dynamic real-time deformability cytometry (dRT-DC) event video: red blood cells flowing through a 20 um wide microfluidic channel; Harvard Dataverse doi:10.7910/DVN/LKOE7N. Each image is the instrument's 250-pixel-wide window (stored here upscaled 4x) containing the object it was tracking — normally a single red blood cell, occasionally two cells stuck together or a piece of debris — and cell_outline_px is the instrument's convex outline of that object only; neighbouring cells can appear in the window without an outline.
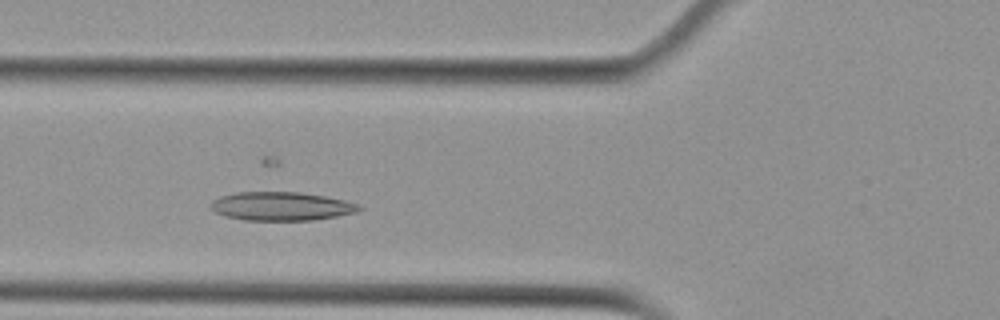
{"species": "Egyptian fruit bat (a non-hibernating species)", "species_latin": "Rousettus aegyptiacus", "temperature_condition": "cold", "stored_images_in_passage": 45, "camera_frame_rate_fps": 3000, "um_per_image_px": 0.085, "animal": {"sex": "female"}, "frame": {"image": 1, "passage_image": 11, "time_ms": 3.333, "image_size_px": [1000, 320], "cell_outline_px": [[364, 208], [356, 212], [336, 216], [312, 220], [244, 220], [224, 216], [216, 212], [212, 208], [212, 200], [220, 196], [236, 192], [300, 192], [324, 196], [344, 200], [356, 204]], "centroid_in_image_um": [23.9, 17.53], "position_along_channel_um": 101.9, "area_um2": 24.57}}
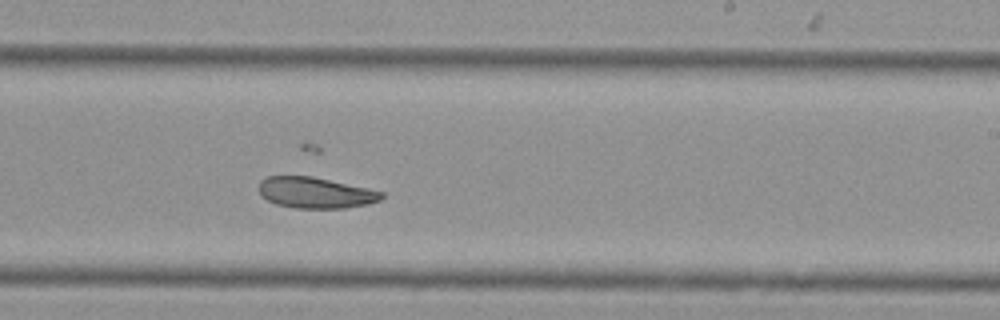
{"frame": {"image": 2, "passage_image": 24, "time_ms": 7.667, "image_size_px": [1000, 320], "cell_outline_px": [[384, 196], [380, 200], [368, 204], [344, 208], [296, 208], [276, 204], [260, 196], [260, 180], [268, 176], [312, 176], [368, 188], [384, 192]], "centroid_in_image_um": [26.82, 16.38], "position_along_channel_um": 262.2, "area_um2": 22.14}}
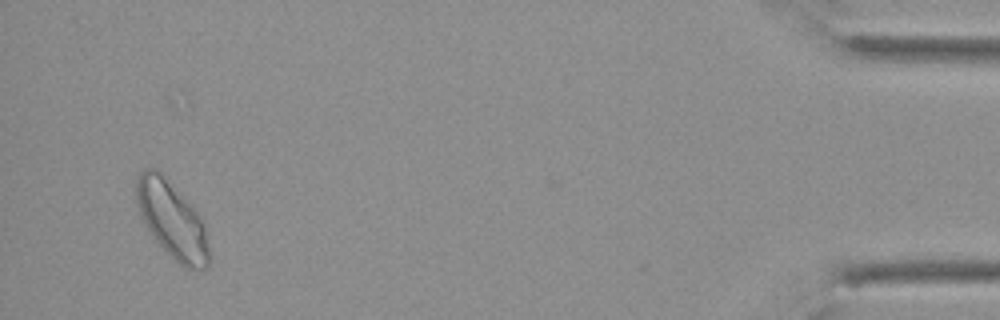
{"frame": {"image": 3, "passage_image": 43, "time_ms": 14.0, "image_size_px": [1000, 320], "cell_outline_px": [[212, 256], [208, 268], [184, 268], [152, 236], [140, 212], [136, 200], [136, 180], [140, 172], [144, 168], [156, 168], [160, 172], [200, 216], [204, 224]], "centroid_in_image_um": [14.65, 18.72], "position_along_channel_um": 420.5, "area_um2": 31.91}, "authors_computed_cell_mechanics": {"area_um2": 24.6228, "velocity_mm_per_s": 3.7164, "shape_relaxation_time_tau1_ms": null, "shape_relaxation_time_tau2_ms": 6.1416, "deformation_change_tau1": null, "deformation_change_tau2": 0.1296}}